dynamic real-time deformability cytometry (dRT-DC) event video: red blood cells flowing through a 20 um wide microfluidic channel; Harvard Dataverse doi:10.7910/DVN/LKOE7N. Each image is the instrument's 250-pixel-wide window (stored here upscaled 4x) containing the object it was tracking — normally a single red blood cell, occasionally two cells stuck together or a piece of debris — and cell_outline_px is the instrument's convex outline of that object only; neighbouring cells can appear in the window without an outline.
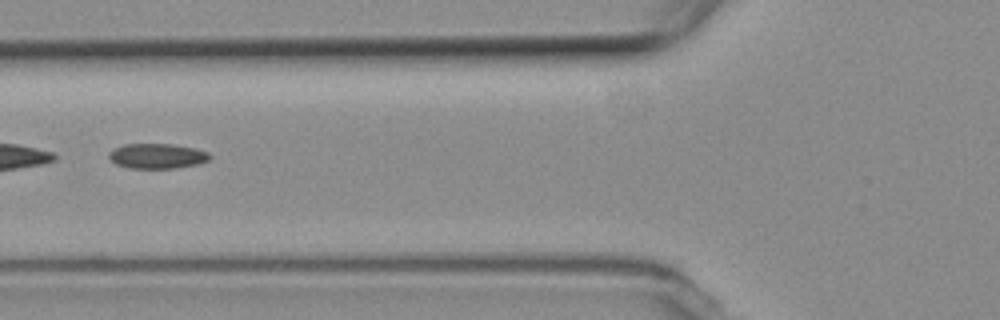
{"species": "common noctule bat (a hibernating species)", "species_latin": "Nyctalus noctula", "temperature_condition": "room temperature", "stored_images_in_passage": 56, "segment_of_instrument_passage": [2, 2], "camera_frame_rate_fps": 3000, "um_per_image_px": 0.085, "animal": {"sex": "female", "body_mass_g": 19.3, "forearm_length_mm": 54.1}, "frame": {"image": 1, "passage_image": 21, "time_ms": 6.667, "image_size_px": [1000, 320], "cell_outline_px": [[212, 156], [208, 160], [200, 164], [176, 168], [128, 168], [116, 164], [108, 156], [108, 152], [112, 148], [124, 144], [172, 144], [196, 148], [208, 152]], "centroid_in_image_um": [13.36, 13.26], "position_along_channel_um": 112.4, "area_um2": 14.91}}
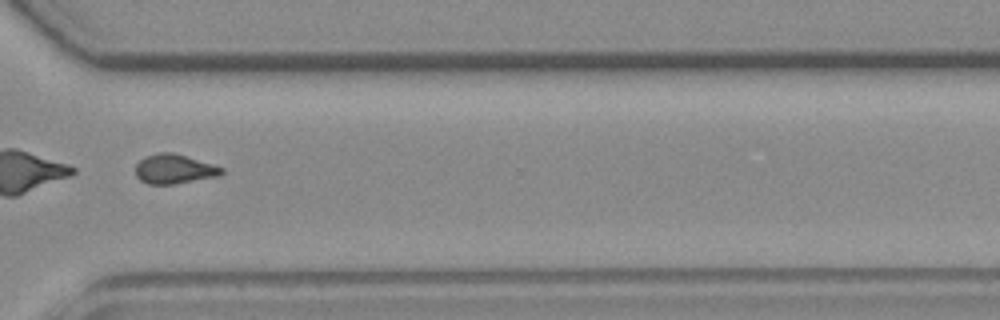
{"frame": {"image": 2, "passage_image": 41, "time_ms": 13.333, "image_size_px": [1000, 320], "cell_outline_px": [[224, 172], [220, 176], [172, 184], [148, 184], [140, 180], [136, 176], [136, 164], [144, 156], [160, 152], [172, 152], [212, 164], [224, 168]], "centroid_in_image_um": [14.8, 14.37], "position_along_channel_um": 355.8, "area_um2": 14.74}}